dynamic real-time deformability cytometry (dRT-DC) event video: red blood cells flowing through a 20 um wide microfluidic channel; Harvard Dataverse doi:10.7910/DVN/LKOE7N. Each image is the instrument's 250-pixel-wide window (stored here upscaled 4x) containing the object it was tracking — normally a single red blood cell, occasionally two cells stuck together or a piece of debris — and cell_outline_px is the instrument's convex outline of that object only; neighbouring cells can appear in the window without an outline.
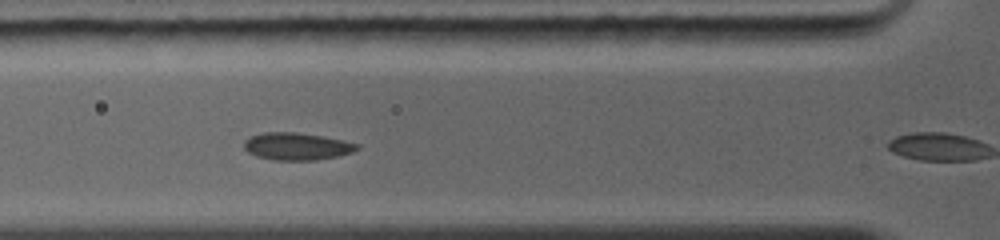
{"species": "common noctule bat (a hibernating species)", "species_latin": "Nyctalus noctula", "temperature_condition": "warm", "stored_images_in_passage": 9, "segment_of_instrument_passage": [1, 2], "camera_frame_rate_fps": 5000, "um_per_image_px": 0.085, "animal": {"sex": "female", "body_mass_g": 19.0, "forearm_length_mm": 56.7}, "frame": {"image": 1, "passage_image": 4, "time_ms": 2.0, "image_size_px": [1000, 240], "cell_outline_px": [[360, 148], [352, 152], [336, 156], [316, 160], [272, 160], [256, 156], [248, 152], [244, 148], [244, 140], [252, 136], [264, 132], [296, 132], [344, 140], [360, 144]], "centroid_in_image_um": [25.23, 12.44], "position_along_channel_um": 100.6, "area_um2": 17.98}}
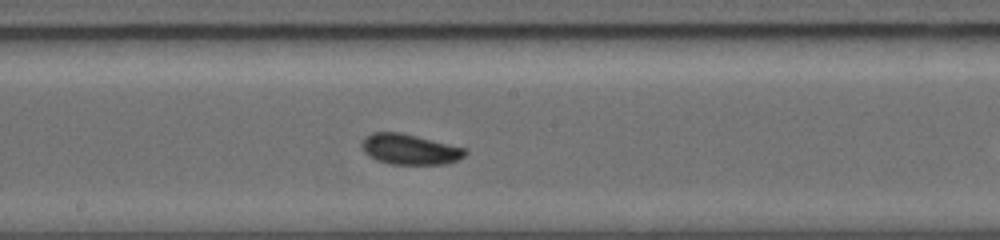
{"frame": {"image": 2, "passage_image": 8, "time_ms": 4.6, "image_size_px": [1000, 240], "cell_outline_px": [[468, 152], [464, 156], [456, 160], [444, 164], [392, 164], [376, 160], [368, 156], [364, 152], [360, 144], [364, 136], [372, 132], [400, 132], [468, 148]], "centroid_in_image_um": [34.81, 12.68], "position_along_channel_um": 213.4, "area_um2": 18.55}}